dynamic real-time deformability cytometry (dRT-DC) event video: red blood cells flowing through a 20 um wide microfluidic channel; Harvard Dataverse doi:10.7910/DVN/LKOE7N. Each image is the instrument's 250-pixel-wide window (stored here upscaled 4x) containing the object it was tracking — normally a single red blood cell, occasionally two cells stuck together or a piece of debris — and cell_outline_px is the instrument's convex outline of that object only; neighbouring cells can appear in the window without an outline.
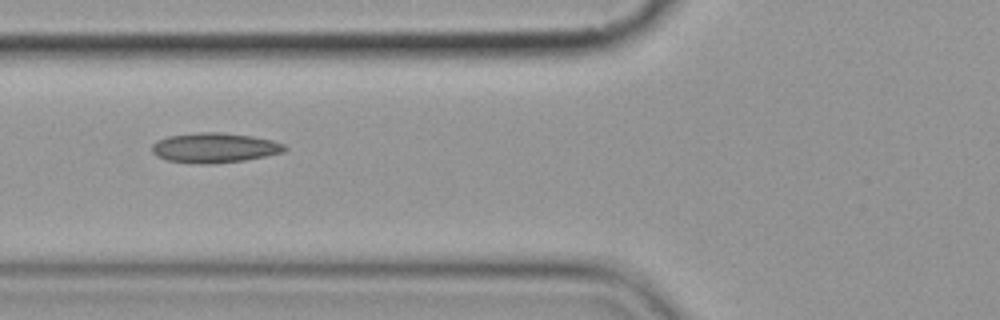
{"species": "common noctule bat (a hibernating species)", "species_latin": "Nyctalus noctula", "temperature_condition": "cold", "stored_images_in_passage": 9, "camera_frame_rate_fps": 3000, "um_per_image_px": 0.085, "animal": {"sex": "female", "body_mass_g": 19.9}, "frame": {"image": 1, "passage_image": 7, "time_ms": 7.0, "image_size_px": [1000, 320], "cell_outline_px": [[288, 148], [284, 152], [244, 160], [212, 164], [200, 164], [168, 160], [156, 156], [152, 152], [152, 144], [156, 140], [168, 136], [200, 132], [220, 132], [252, 136], [272, 140], [284, 144]], "centroid_in_image_um": [18.22, 12.56], "position_along_channel_um": 107.6, "area_um2": 23.12}}
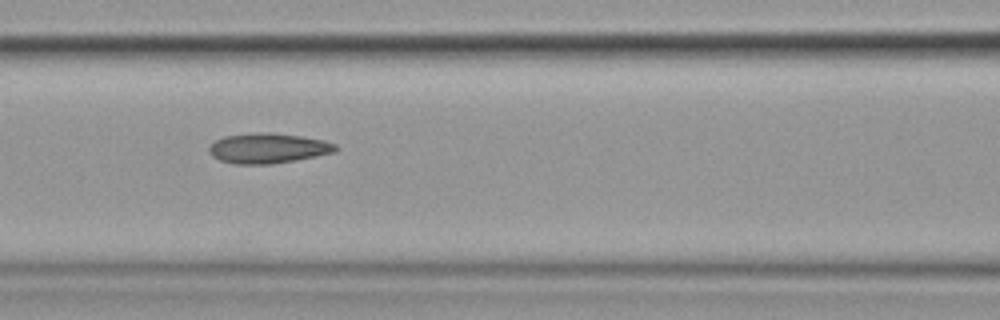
{"frame": {"image": 2, "passage_image": 8, "time_ms": 8.0, "image_size_px": [1000, 320], "cell_outline_px": [[340, 148], [336, 152], [296, 160], [272, 164], [232, 164], [220, 160], [212, 156], [208, 152], [208, 148], [216, 140], [224, 136], [264, 132], [268, 132], [300, 136], [324, 140], [336, 144]], "centroid_in_image_um": [22.8, 12.61], "position_along_channel_um": 143.8, "area_um2": 22.25}}
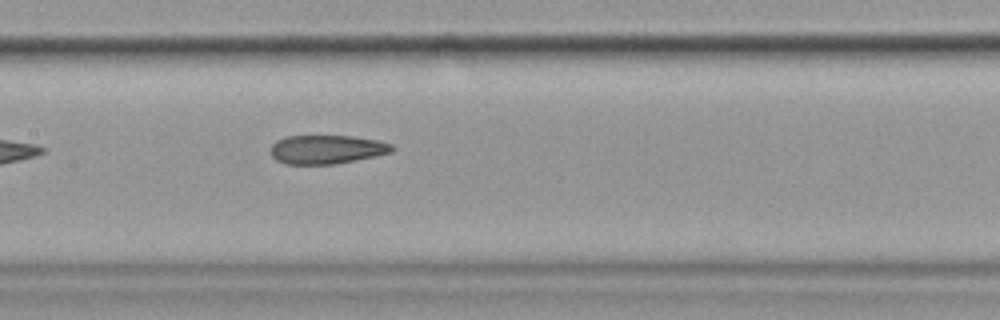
{"frame": {"image": 3, "passage_image": 9, "time_ms": 9.0, "image_size_px": [1000, 320], "cell_outline_px": [[396, 148], [392, 152], [376, 156], [336, 164], [288, 164], [276, 160], [272, 156], [272, 144], [276, 140], [284, 136], [352, 136], [376, 140], [392, 144]], "centroid_in_image_um": [27.79, 12.7], "position_along_channel_um": 179.6, "area_um2": 20.4}}